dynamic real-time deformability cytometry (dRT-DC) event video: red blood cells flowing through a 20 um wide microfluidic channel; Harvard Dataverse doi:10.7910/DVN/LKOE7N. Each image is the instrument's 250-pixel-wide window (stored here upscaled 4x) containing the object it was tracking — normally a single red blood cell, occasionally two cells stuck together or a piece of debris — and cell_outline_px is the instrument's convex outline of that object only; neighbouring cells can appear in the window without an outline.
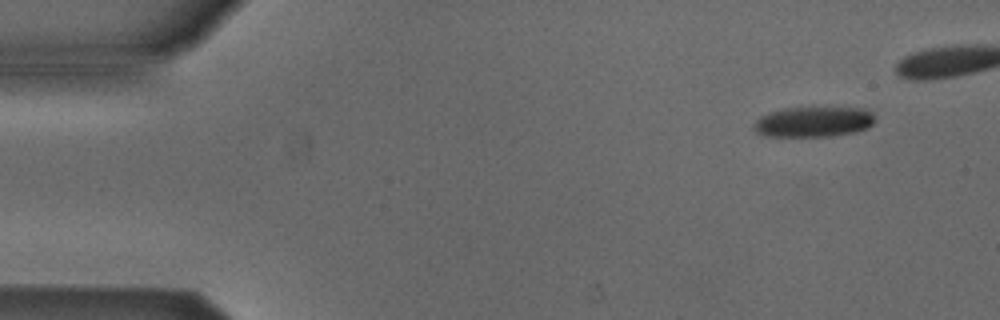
{"species": "Egyptian fruit bat (a non-hibernating species)", "species_latin": "Rousettus aegyptiacus", "temperature_condition": "cold", "stored_images_in_passage": 5, "camera_frame_rate_fps": 3000, "um_per_image_px": 0.085, "animal": {"sex": "male"}, "frame": {"image": 1, "passage_image": 1, "time_ms": 0.0, "image_size_px": [1000, 320], "cell_outline_px": [[876, 120], [872, 124], [856, 132], [828, 136], [764, 136], [756, 132], [752, 128], [756, 120], [760, 116], [784, 108], [868, 108], [872, 112]], "centroid_in_image_um": [69.15, 10.35], "position_along_channel_um": 15.8, "area_um2": 21.33}}